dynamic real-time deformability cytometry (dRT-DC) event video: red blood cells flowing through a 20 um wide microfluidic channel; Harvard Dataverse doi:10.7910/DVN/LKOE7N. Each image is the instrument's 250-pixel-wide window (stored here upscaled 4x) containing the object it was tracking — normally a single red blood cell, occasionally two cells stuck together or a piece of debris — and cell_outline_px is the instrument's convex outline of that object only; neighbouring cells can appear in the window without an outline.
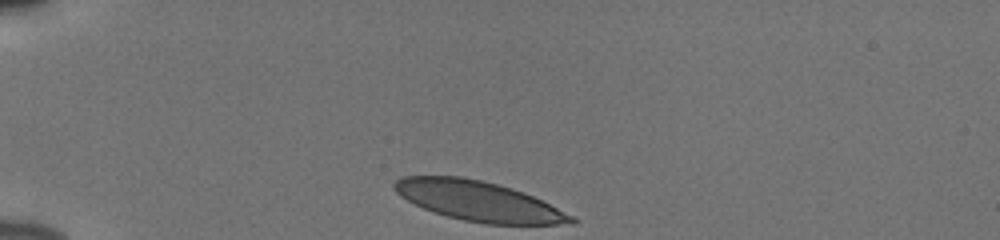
{"species": "human", "species_latin": "Homo sapiens", "temperature_condition": "cold", "stored_images_in_passage": 34, "camera_frame_rate_fps": 3000, "um_per_image_px": 0.085, "donor": {"sex": "male"}, "frame": {"image": 1, "passage_image": 1, "time_ms": 0.0, "image_size_px": [1000, 240], "cell_outline_px": [[580, 220], [576, 224], [488, 224], [464, 220], [448, 216], [424, 208], [400, 196], [392, 188], [392, 184], [396, 180], [404, 176], [460, 176], [480, 180], [512, 188], [524, 192]], "centroid_in_image_um": [40.67, 17.09], "position_along_channel_um": 44.3, "area_um2": 40.58}}
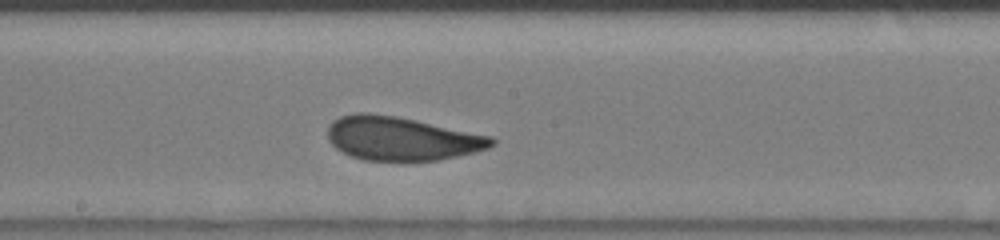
{"frame": {"image": 2, "passage_image": 18, "time_ms": 5.667, "image_size_px": [1000, 240], "cell_outline_px": [[496, 144], [488, 148], [440, 160], [364, 160], [352, 156], [336, 148], [328, 140], [328, 128], [332, 120], [340, 116], [356, 112], [368, 112], [396, 116], [416, 120], [492, 136], [496, 140]], "centroid_in_image_um": [34.12, 11.76], "position_along_channel_um": 214.1, "area_um2": 41.62}}
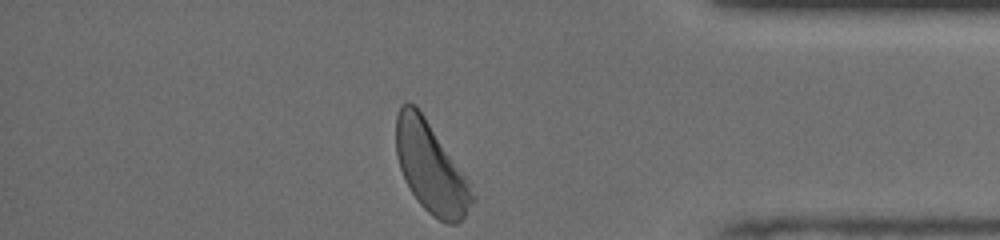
{"frame": {"image": 3, "passage_image": 34, "time_ms": 11.0, "image_size_px": [1000, 240], "cell_outline_px": [[476, 200], [464, 216], [456, 224], [448, 224], [432, 216], [420, 204], [412, 192], [400, 168], [396, 152], [396, 116], [400, 104], [416, 104], [468, 176]], "centroid_in_image_um": [36.66, 14.24], "position_along_channel_um": 398.5, "area_um2": 40.34}, "authors_computed_cell_mechanics": {"area_um2": 41.5004, "velocity_mm_per_s": 3.8085, "shape_relaxation_time_tau1_ms": 3.9654, "shape_relaxation_time_tau2_ms": 0.7659, "deformation_change_tau1": 0.1177, "deformation_change_tau2": 0.0655}}